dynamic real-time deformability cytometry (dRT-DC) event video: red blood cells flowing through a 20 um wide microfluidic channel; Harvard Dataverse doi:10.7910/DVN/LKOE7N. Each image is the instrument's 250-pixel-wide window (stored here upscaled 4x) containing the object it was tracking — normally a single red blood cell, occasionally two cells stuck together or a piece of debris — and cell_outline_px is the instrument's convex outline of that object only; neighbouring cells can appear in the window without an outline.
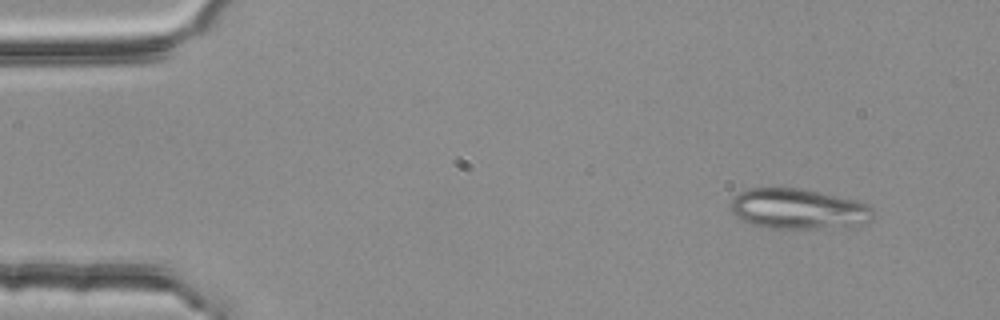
{"species": "common noctule bat (a hibernating species)", "species_latin": "Nyctalus noctula", "temperature_condition": "room temperature", "stored_images_in_passage": 5, "camera_frame_rate_fps": 3000, "um_per_image_px": 0.085, "animal": {"sex": "female", "body_mass_g": 25.1}, "frame": {"image": 1, "passage_image": 1, "time_ms": 0.0, "image_size_px": [1000, 320], "cell_outline_px": [[872, 220], [860, 224], [792, 232], [768, 228], [748, 224], [740, 220], [732, 212], [732, 200], [736, 192], [748, 188], [796, 188], [856, 200], [868, 204], [872, 208]], "centroid_in_image_um": [67.79, 17.8], "position_along_channel_um": 17.2, "area_um2": 34.22}}